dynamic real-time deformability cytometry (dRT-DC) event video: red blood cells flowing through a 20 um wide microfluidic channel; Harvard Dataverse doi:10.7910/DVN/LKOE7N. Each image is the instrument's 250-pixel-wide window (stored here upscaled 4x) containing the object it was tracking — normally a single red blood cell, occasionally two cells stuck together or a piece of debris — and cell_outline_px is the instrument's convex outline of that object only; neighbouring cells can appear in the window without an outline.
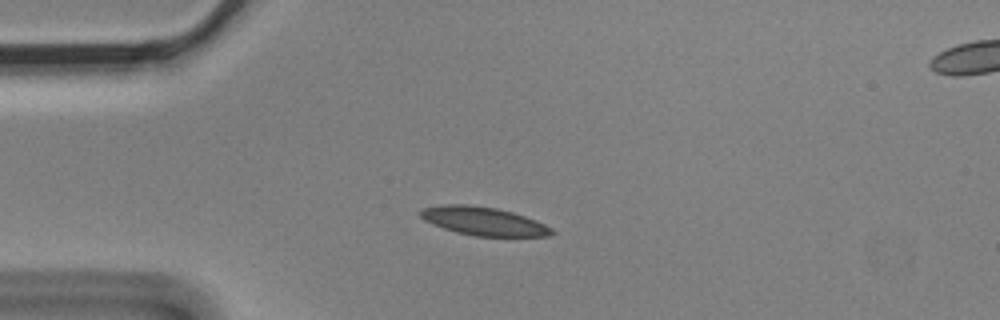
{"species": "Egyptian fruit bat (a non-hibernating species)", "species_latin": "Rousettus aegyptiacus", "temperature_condition": "cold", "stored_images_in_passage": 11, "camera_frame_rate_fps": 3000, "um_per_image_px": 0.085, "animal": {"sex": "male"}, "frame": {"image": 1, "passage_image": 2, "time_ms": 0.333, "image_size_px": [1000, 320], "cell_outline_px": [[556, 232], [552, 236], [476, 236], [456, 232], [432, 224], [424, 220], [420, 216], [420, 208], [444, 204], [468, 204], [496, 208], [512, 212], [536, 220], [552, 228]], "centroid_in_image_um": [41.1, 18.79], "position_along_channel_um": 43.9, "area_um2": 21.79}}
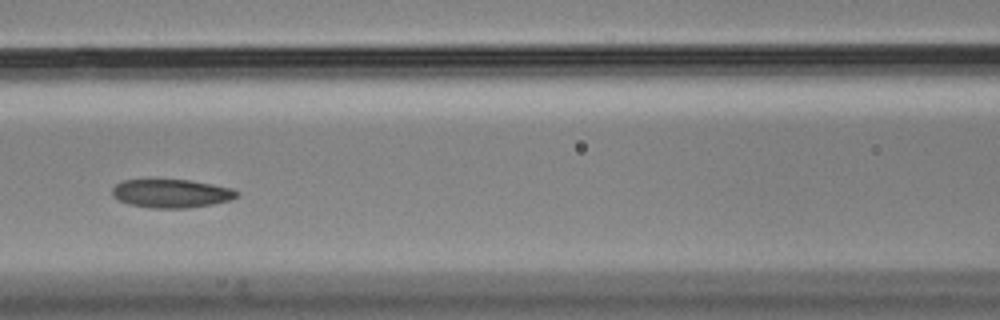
{"frame": {"image": 2, "passage_image": 5, "time_ms": 1.333, "image_size_px": [1000, 320], "cell_outline_px": [[240, 196], [232, 200], [212, 204], [188, 208], [148, 208], [128, 204], [112, 196], [112, 188], [116, 184], [124, 180], [188, 180], [232, 188], [240, 192]], "centroid_in_image_um": [14.59, 16.45], "position_along_channel_um": 152.0, "area_um2": 20.75}}
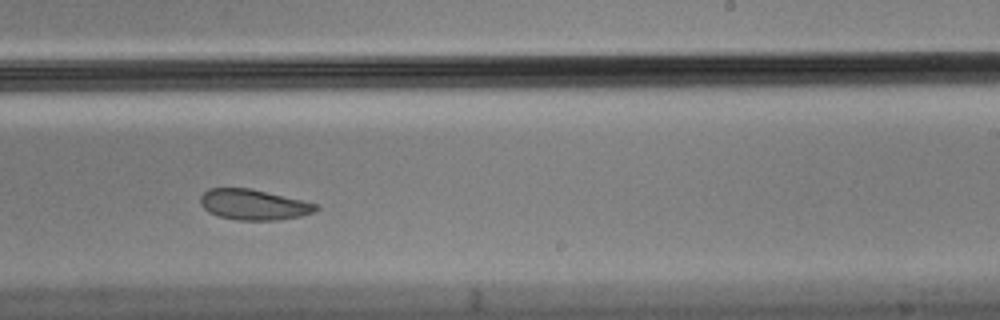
{"frame": {"image": 3, "passage_image": 8, "time_ms": 2.333, "image_size_px": [1000, 320], "cell_outline_px": [[320, 208], [316, 212], [300, 216], [280, 220], [236, 220], [220, 216], [208, 212], [200, 204], [200, 196], [208, 188], [252, 188], [316, 204]], "centroid_in_image_um": [21.55, 17.39], "position_along_channel_um": 267.5, "area_um2": 20.58}}